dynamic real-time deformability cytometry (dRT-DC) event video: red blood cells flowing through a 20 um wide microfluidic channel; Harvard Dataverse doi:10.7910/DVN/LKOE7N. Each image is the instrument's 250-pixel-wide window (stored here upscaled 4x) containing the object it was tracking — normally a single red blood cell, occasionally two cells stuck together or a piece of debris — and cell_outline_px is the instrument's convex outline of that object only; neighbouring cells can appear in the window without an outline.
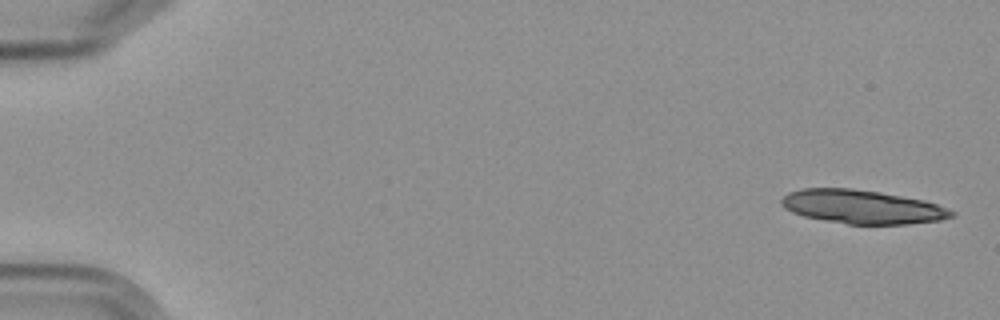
{"species": "Egyptian fruit bat (a non-hibernating species)", "species_latin": "Rousettus aegyptiacus", "temperature_condition": "cold", "stored_images_in_passage": 10, "camera_frame_rate_fps": 3000, "um_per_image_px": 0.085, "frame": {"image": 1, "passage_image": 1, "time_ms": 0.0, "image_size_px": [1000, 320], "cell_outline_px": [[956, 216], [940, 220], [908, 224], [848, 224], [824, 220], [804, 216], [792, 212], [784, 208], [780, 204], [780, 200], [788, 192], [800, 188], [852, 188], [880, 192], [924, 200], [948, 208], [956, 212]], "centroid_in_image_um": [73.28, 17.57], "position_along_channel_um": 11.7, "area_um2": 33.58}}
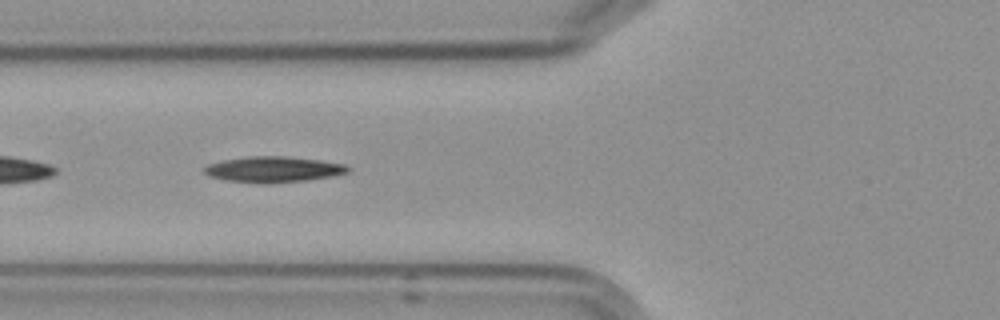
{"frame": {"image": 2, "passage_image": 7, "time_ms": 7.0, "image_size_px": [1000, 320], "cell_outline_px": [[352, 168], [348, 172], [332, 176], [304, 180], [228, 180], [208, 176], [204, 172], [204, 168], [208, 164], [224, 160], [248, 156], [288, 156], [320, 160], [344, 164]], "centroid_in_image_um": [23.28, 14.33], "position_along_channel_um": 102.5, "area_um2": 20.4}}
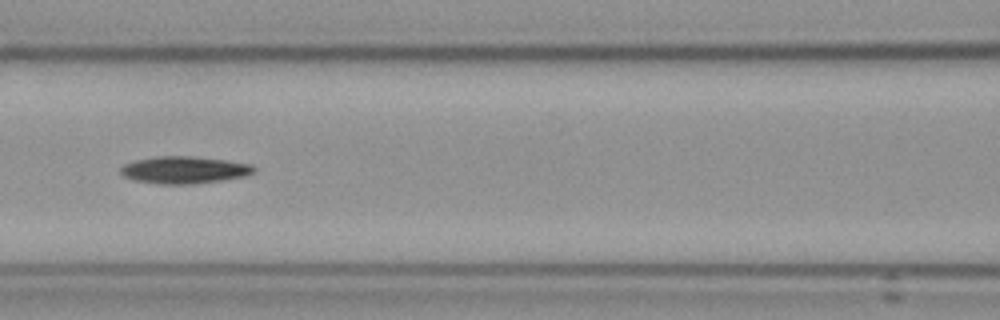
{"frame": {"image": 3, "passage_image": 8, "time_ms": 8.333, "image_size_px": [1000, 320], "cell_outline_px": [[256, 168], [252, 172], [244, 176], [220, 180], [192, 184], [160, 184], [132, 180], [124, 176], [120, 172], [120, 168], [124, 164], [136, 160], [156, 156], [188, 156], [224, 160], [252, 164]], "centroid_in_image_um": [15.61, 14.44], "position_along_channel_um": 151.0, "area_um2": 20.92}}